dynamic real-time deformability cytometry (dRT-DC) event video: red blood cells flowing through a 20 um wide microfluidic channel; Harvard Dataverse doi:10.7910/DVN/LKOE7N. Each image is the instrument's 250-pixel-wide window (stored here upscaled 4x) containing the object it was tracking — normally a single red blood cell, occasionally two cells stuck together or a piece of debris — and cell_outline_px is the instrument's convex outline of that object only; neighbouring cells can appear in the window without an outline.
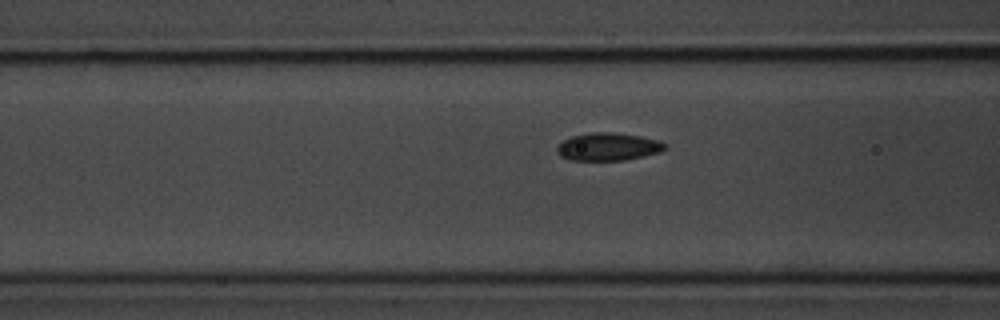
{"species": "common noctule bat (a hibernating species)", "species_latin": "Nyctalus noctula", "temperature_condition": "room temperature", "stored_images_in_passage": 3, "camera_frame_rate_fps": 3000, "um_per_image_px": 0.085, "animal": {"sex": "male", "body_mass_g": 20.1, "forearm_length_mm": 53.5}, "frame": {"image": 1, "passage_image": 3, "time_ms": 3.0, "image_size_px": [1000, 320], "cell_outline_px": [[668, 148], [660, 152], [644, 156], [624, 160], [568, 160], [560, 156], [556, 152], [556, 148], [564, 140], [572, 136], [592, 132], [612, 132], [640, 136], [660, 140], [668, 144]], "centroid_in_image_um": [51.73, 12.47], "position_along_channel_um": 114.9, "area_um2": 17.63}}